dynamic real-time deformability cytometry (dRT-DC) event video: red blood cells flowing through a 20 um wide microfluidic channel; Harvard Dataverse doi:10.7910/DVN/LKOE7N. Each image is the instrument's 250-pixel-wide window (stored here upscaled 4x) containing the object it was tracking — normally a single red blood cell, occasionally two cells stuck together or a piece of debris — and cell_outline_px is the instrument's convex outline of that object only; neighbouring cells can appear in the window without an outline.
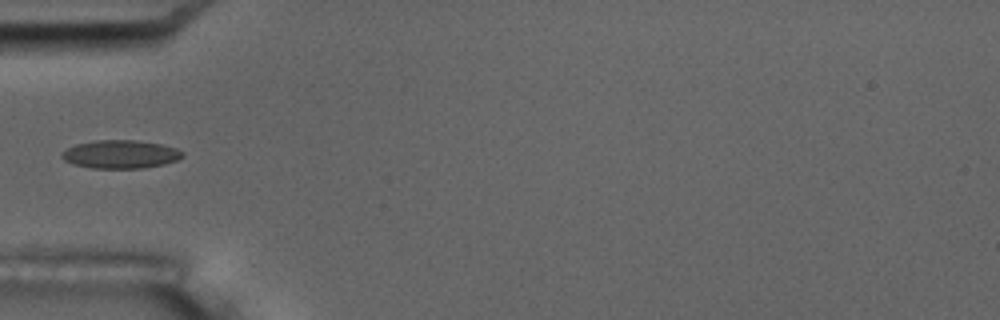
{"species": "common noctule bat (a hibernating species)", "species_latin": "Nyctalus noctula", "temperature_condition": "room temperature", "stored_images_in_passage": 16, "camera_frame_rate_fps": 3000, "um_per_image_px": 0.085, "animal": {"sex": "male", "body_mass_g": 17.5, "forearm_length_mm": 52.3}, "frame": {"image": 1, "passage_image": 5, "time_ms": 4.667, "image_size_px": [1000, 320], "cell_outline_px": [[184, 156], [176, 160], [164, 164], [144, 168], [92, 168], [72, 164], [64, 160], [60, 156], [60, 152], [76, 144], [96, 140], [136, 140], [160, 144], [176, 148], [184, 152]], "centroid_in_image_um": [10.22, 13.11], "position_along_channel_um": 74.8, "area_um2": 19.94}, "authors_computed_cell_mechanics": {"area_um2": 18.8139, "velocity_mm_per_s": 3.5118, "shape_relaxation_time_tau1_ms": null, "shape_relaxation_time_tau2_ms": 3.1645, "deformation_change_tau1": null, "deformation_change_tau2": 0.0966}}